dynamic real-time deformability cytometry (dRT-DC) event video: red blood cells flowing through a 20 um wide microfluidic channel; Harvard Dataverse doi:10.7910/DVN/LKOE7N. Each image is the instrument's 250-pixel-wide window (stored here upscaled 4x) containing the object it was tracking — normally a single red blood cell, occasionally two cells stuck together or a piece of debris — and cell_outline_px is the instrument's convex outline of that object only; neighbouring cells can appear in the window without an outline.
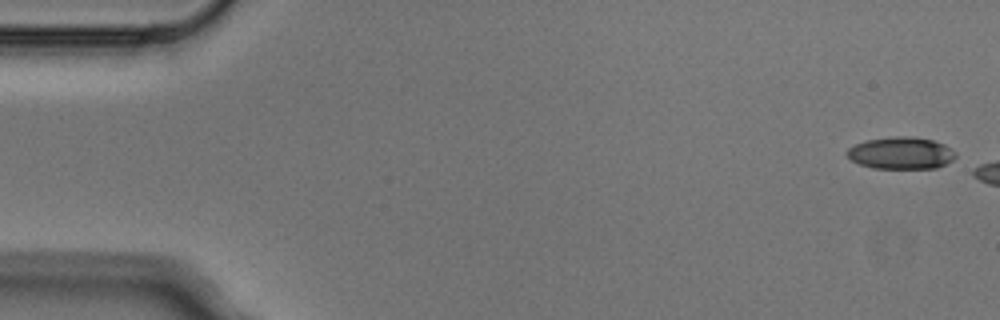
{"species": "Egyptian fruit bat (a non-hibernating species)", "species_latin": "Rousettus aegyptiacus", "temperature_condition": "cold", "stored_images_in_passage": 6, "camera_frame_rate_fps": 3000, "um_per_image_px": 0.085, "animal": {"sex": "male"}, "frame": {"image": 1, "passage_image": 1, "time_ms": 0.0, "image_size_px": [1000, 320], "cell_outline_px": [[956, 156], [952, 160], [936, 168], [872, 168], [860, 164], [852, 160], [844, 152], [848, 148], [856, 144], [868, 140], [896, 136], [916, 136], [932, 140], [944, 144], [956, 152]], "centroid_in_image_um": [76.59, 13.0], "position_along_channel_um": 8.4, "area_um2": 20.23}}